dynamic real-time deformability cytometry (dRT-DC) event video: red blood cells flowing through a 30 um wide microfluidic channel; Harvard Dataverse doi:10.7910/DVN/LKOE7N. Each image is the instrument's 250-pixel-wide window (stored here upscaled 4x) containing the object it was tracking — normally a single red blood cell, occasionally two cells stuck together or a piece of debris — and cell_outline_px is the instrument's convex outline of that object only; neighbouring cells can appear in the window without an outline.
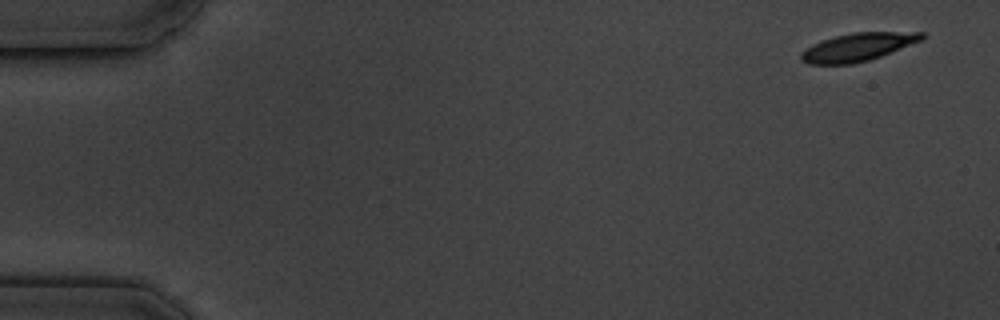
{"species": "common noctule bat (a hibernating species)", "species_latin": "Nyctalus noctula", "temperature_condition": "cold", "stored_images_in_passage": 11, "camera_frame_rate_fps": 3000, "um_per_image_px": 0.085, "animal": {"sex": "male", "body_mass_g": 19.5, "forearm_length_mm": 54.6}, "frame": {"image": 1, "passage_image": 1, "time_ms": 0.0, "image_size_px": [1000, 320], "cell_outline_px": [[928, 36], [924, 40], [880, 56], [868, 60], [852, 64], [808, 64], [800, 60], [800, 56], [812, 44], [820, 40], [852, 32], [924, 32]], "centroid_in_image_um": [72.97, 3.99], "position_along_channel_um": 12.0, "area_um2": 19.77}}
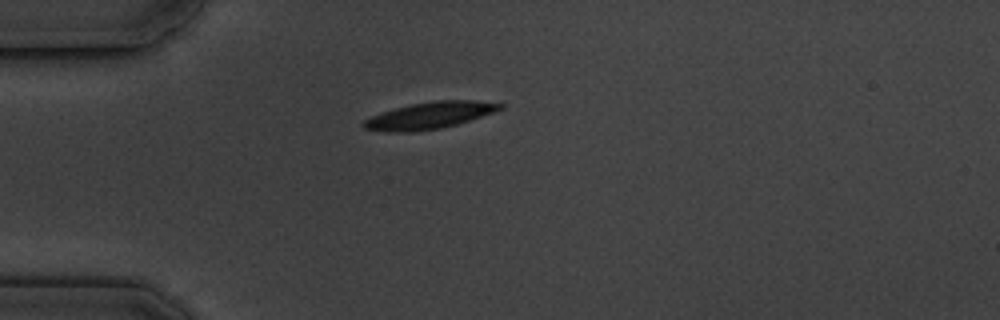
{"frame": {"image": 2, "passage_image": 4, "time_ms": 4.333, "image_size_px": [1000, 320], "cell_outline_px": [[504, 108], [456, 124], [440, 128], [412, 132], [392, 132], [364, 128], [364, 120], [372, 116], [396, 108], [412, 104], [436, 100], [476, 100], [504, 104]], "centroid_in_image_um": [36.54, 9.8], "position_along_channel_um": 48.5, "area_um2": 20.75}}